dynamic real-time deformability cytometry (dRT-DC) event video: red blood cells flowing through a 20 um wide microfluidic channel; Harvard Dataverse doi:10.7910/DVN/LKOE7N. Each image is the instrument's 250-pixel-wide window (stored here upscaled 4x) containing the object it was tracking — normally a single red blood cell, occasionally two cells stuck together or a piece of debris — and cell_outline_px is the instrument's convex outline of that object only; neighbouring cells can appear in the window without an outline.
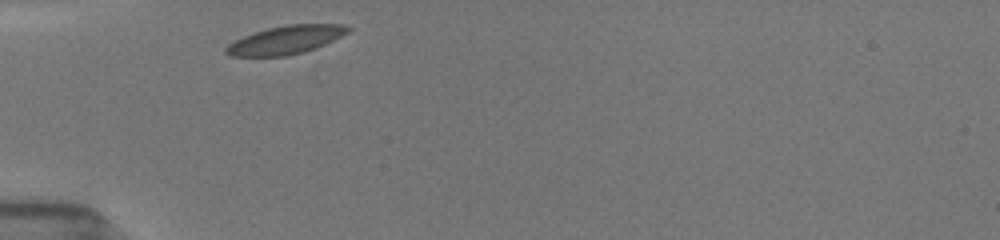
{"species": "common noctule bat (a hibernating species)", "species_latin": "Nyctalus noctula", "temperature_condition": "room temperature", "stored_images_in_passage": 16, "camera_frame_rate_fps": 3000, "um_per_image_px": 0.085, "animal": {"sex": "female", "body_mass_g": 19.5, "forearm_length_mm": 54.1}, "frame": {"image": 1, "passage_image": 1, "time_ms": 0.0, "image_size_px": [1000, 240], "cell_outline_px": [[352, 28], [348, 32], [316, 48], [304, 52], [288, 56], [232, 56], [224, 52], [224, 48], [228, 44], [244, 36], [268, 28], [288, 24], [344, 24]], "centroid_in_image_um": [24.29, 3.39], "position_along_channel_um": 60.7, "area_um2": 20.0}}
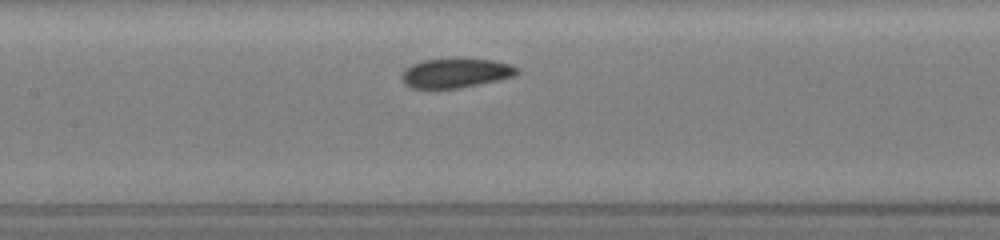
{"frame": {"image": 2, "passage_image": 6, "time_ms": 3.0, "image_size_px": [1000, 240], "cell_outline_px": [[520, 72], [516, 76], [500, 80], [460, 88], [436, 92], [412, 88], [404, 84], [400, 76], [400, 72], [404, 68], [412, 64], [424, 60], [496, 60], [512, 64], [520, 68]], "centroid_in_image_um": [38.71, 6.27], "position_along_channel_um": 168.7, "area_um2": 20.52}}
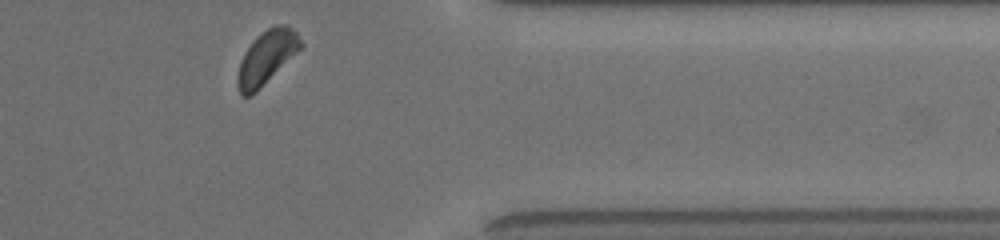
{"frame": {"image": 3, "passage_image": 16, "time_ms": 9.0, "image_size_px": [1000, 240], "cell_outline_px": [[304, 48], [256, 92], [248, 96], [244, 96], [240, 92], [236, 84], [236, 80], [240, 60], [244, 52], [252, 40], [256, 36], [268, 28], [276, 24], [288, 24], [296, 32], [304, 44]], "centroid_in_image_um": [22.7, 4.86], "position_along_channel_um": 388.7, "area_um2": 20.17}, "authors_computed_cell_mechanics": {"area_um2": 20.23, "velocity_mm_per_s": 3.8564, "shape_relaxation_time_tau1_ms": 2.3726, "shape_relaxation_time_tau2_ms": 1.5228, "deformation_change_tau1": 0.0633, "deformation_change_tau2": 0.0715}}